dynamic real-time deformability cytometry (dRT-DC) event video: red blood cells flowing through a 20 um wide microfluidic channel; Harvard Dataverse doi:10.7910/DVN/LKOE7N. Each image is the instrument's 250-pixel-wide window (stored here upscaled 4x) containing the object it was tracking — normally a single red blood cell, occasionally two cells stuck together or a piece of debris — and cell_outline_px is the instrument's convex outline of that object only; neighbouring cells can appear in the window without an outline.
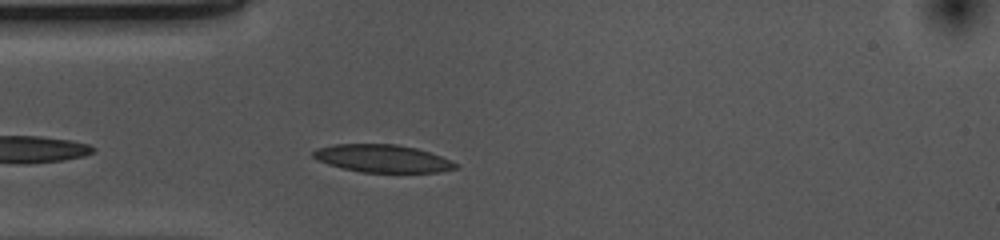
{"species": "common noctule bat (a hibernating species)", "species_latin": "Nyctalus noctula", "temperature_condition": "cold", "stored_images_in_passage": 20, "camera_frame_rate_fps": 3000, "um_per_image_px": 0.085, "animal": {"sex": "female", "body_mass_g": 10.0, "forearm_length_mm": 53.1}, "frame": {"image": 1, "passage_image": 3, "time_ms": 0.667, "image_size_px": [1000, 240], "cell_outline_px": [[460, 164], [456, 168], [440, 172], [360, 172], [328, 164], [316, 160], [312, 156], [312, 152], [316, 148], [332, 144], [396, 144], [416, 148], [440, 156]], "centroid_in_image_um": [32.48, 13.47], "position_along_channel_um": 52.5, "area_um2": 22.95}}
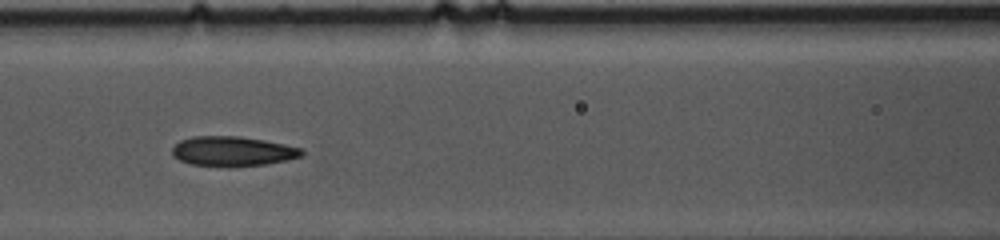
{"frame": {"image": 2, "passage_image": 11, "time_ms": 3.333, "image_size_px": [1000, 240], "cell_outline_px": [[304, 152], [300, 156], [288, 160], [264, 164], [228, 168], [192, 164], [180, 160], [172, 156], [172, 148], [180, 140], [192, 136], [240, 136], [264, 140], [284, 144], [300, 148]], "centroid_in_image_um": [19.74, 12.87], "position_along_channel_um": 146.9, "area_um2": 22.66}}
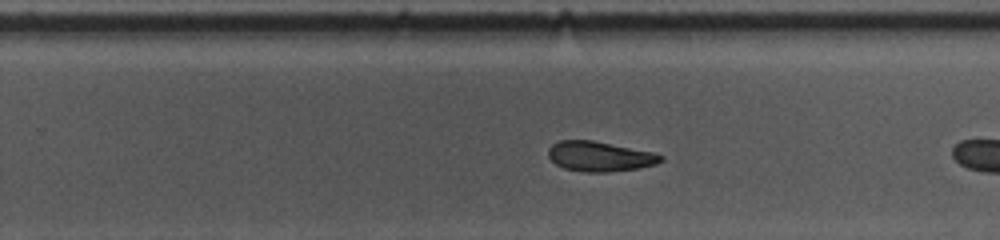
{"frame": {"image": 3, "passage_image": 19, "time_ms": 6.0, "image_size_px": [1000, 240], "cell_outline_px": [[664, 160], [656, 164], [636, 168], [608, 172], [584, 172], [564, 168], [556, 164], [548, 156], [548, 148], [552, 144], [560, 140], [592, 140], [652, 152], [664, 156]], "centroid_in_image_um": [50.96, 13.29], "position_along_channel_um": 278.8, "area_um2": 19.54}}